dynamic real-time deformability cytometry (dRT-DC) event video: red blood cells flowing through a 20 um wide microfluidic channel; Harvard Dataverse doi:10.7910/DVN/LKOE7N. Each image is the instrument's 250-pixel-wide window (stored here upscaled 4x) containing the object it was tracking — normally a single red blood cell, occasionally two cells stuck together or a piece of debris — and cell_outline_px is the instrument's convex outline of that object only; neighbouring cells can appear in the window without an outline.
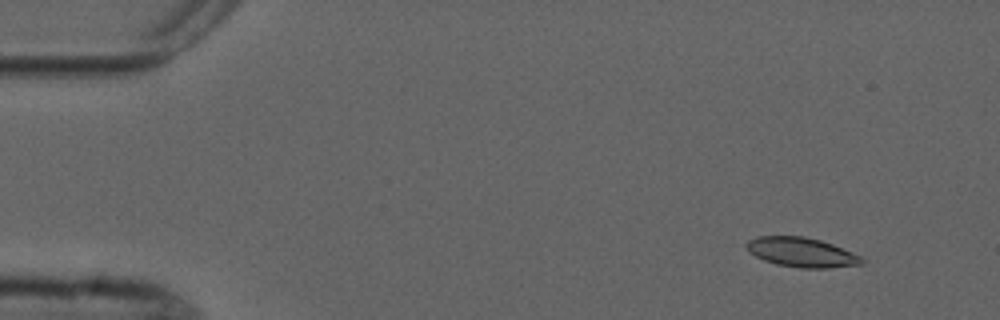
{"species": "common noctule bat (a hibernating species)", "species_latin": "Nyctalus noctula", "temperature_condition": "cold", "stored_images_in_passage": 6, "camera_frame_rate_fps": 3000, "um_per_image_px": 0.085, "animal": {"sex": "male", "forearm_length_mm": 52.5}, "frame": {"image": 1, "passage_image": 2, "time_ms": 1.333, "image_size_px": [1000, 320], "cell_outline_px": [[864, 264], [828, 268], [800, 268], [776, 264], [764, 260], [748, 252], [744, 244], [748, 240], [756, 236], [804, 236], [820, 240], [832, 244], [852, 252], [860, 256], [864, 260]], "centroid_in_image_um": [68.1, 21.44], "position_along_channel_um": 16.9, "area_um2": 19.94}}
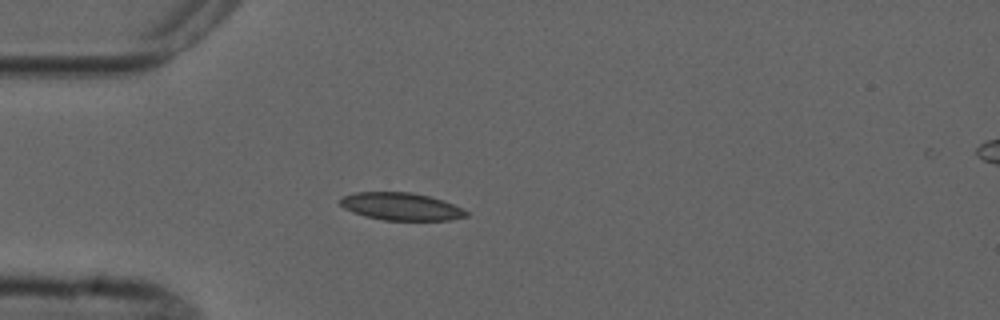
{"frame": {"image": 2, "passage_image": 5, "time_ms": 4.667, "image_size_px": [1000, 320], "cell_outline_px": [[468, 216], [452, 220], [384, 220], [364, 216], [352, 212], [344, 208], [340, 204], [340, 200], [344, 196], [356, 192], [412, 192], [444, 200], [468, 212]], "centroid_in_image_um": [34.09, 17.55], "position_along_channel_um": 50.9, "area_um2": 20.17}}